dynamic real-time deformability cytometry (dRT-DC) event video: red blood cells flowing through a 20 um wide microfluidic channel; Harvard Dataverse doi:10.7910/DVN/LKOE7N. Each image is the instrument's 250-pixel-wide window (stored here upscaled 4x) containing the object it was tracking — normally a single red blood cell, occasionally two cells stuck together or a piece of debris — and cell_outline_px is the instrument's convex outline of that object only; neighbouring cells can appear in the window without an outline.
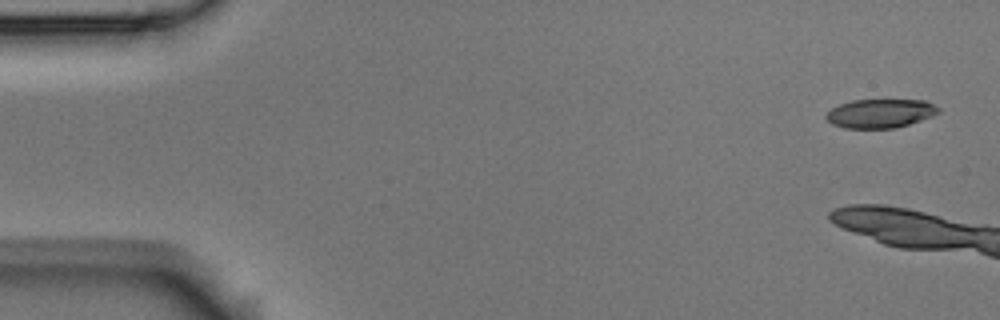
{"species": "Egyptian fruit bat (a non-hibernating species)", "species_latin": "Rousettus aegyptiacus", "temperature_condition": "room temperature", "stored_images_in_passage": 3, "camera_frame_rate_fps": 3000, "um_per_image_px": 0.085, "animal": {"sex": "male"}, "frame": {"image": 1, "passage_image": 1, "time_ms": 0.0, "image_size_px": [1000, 320], "cell_outline_px": [[940, 112], [932, 116], [896, 128], [844, 128], [832, 124], [824, 116], [832, 108], [840, 104], [852, 100], [924, 100], [940, 108]], "centroid_in_image_um": [74.82, 9.64], "position_along_channel_um": 10.2, "area_um2": 18.79}}